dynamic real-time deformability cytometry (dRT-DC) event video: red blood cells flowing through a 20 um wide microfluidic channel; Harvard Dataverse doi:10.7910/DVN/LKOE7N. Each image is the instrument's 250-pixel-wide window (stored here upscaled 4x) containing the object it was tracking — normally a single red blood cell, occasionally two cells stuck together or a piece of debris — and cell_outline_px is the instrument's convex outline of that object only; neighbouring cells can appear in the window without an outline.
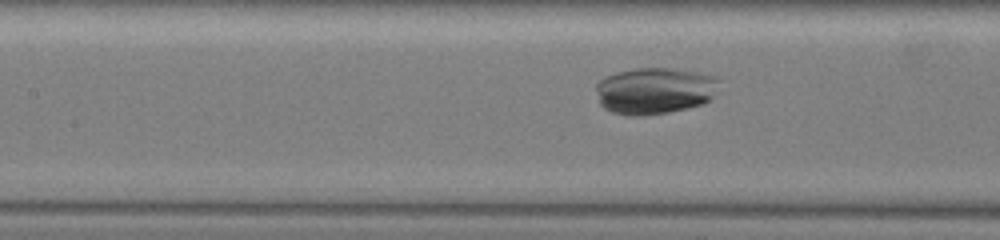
{"species": "common noctule bat (a hibernating species)", "species_latin": "Nyctalus noctula", "temperature_condition": "warm", "stored_images_in_passage": 41, "segment_of_instrument_passage": [1, 2], "camera_frame_rate_fps": 3000, "um_per_image_px": 0.085, "animal": {"sex": "female", "body_mass_g": 19.5, "forearm_length_mm": 54.1}, "frame": {"image": 1, "passage_image": 19, "time_ms": 6.0, "image_size_px": [1000, 240], "cell_outline_px": [[716, 80], [708, 100], [704, 104], [688, 108], [668, 112], [644, 116], [624, 116], [612, 112], [604, 108], [600, 104], [596, 88], [596, 84], [604, 76], [616, 72], [636, 68], [672, 68], [712, 76]], "centroid_in_image_um": [55.52, 7.73], "position_along_channel_um": 151.9, "area_um2": 33.0}}
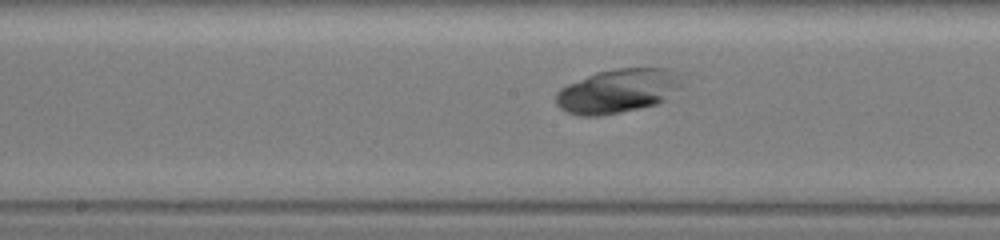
{"frame": {"image": 2, "passage_image": 23, "time_ms": 7.333, "image_size_px": [1000, 240], "cell_outline_px": [[680, 84], [664, 100], [656, 104], [640, 108], [600, 116], [576, 116], [560, 108], [556, 104], [556, 92], [560, 88], [568, 84], [596, 72], [616, 68], [672, 68], [680, 72]], "centroid_in_image_um": [52.48, 7.72], "position_along_channel_um": 195.7, "area_um2": 32.25}}